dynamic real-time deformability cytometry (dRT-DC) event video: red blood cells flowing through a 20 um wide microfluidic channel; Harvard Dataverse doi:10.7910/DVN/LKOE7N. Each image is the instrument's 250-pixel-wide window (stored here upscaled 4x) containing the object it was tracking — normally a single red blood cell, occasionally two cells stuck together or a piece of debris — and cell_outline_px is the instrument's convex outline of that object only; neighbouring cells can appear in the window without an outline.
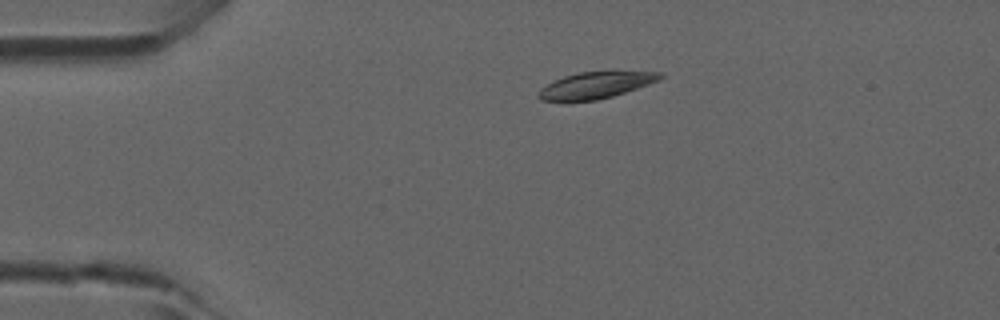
{"species": "common noctule bat (a hibernating species)", "species_latin": "Nyctalus noctula", "temperature_condition": "room temperature", "stored_images_in_passage": 4, "camera_frame_rate_fps": 3000, "um_per_image_px": 0.085, "animal": {"sex": "male", "forearm_length_mm": 52.5}, "frame": {"image": 1, "passage_image": 2, "time_ms": 0.333, "image_size_px": [1000, 320], "cell_outline_px": [[664, 76], [660, 80], [612, 96], [596, 100], [540, 100], [536, 96], [540, 88], [552, 80], [564, 76], [580, 72], [664, 72]], "centroid_in_image_um": [50.6, 7.24], "position_along_channel_um": 34.4, "area_um2": 18.44}}
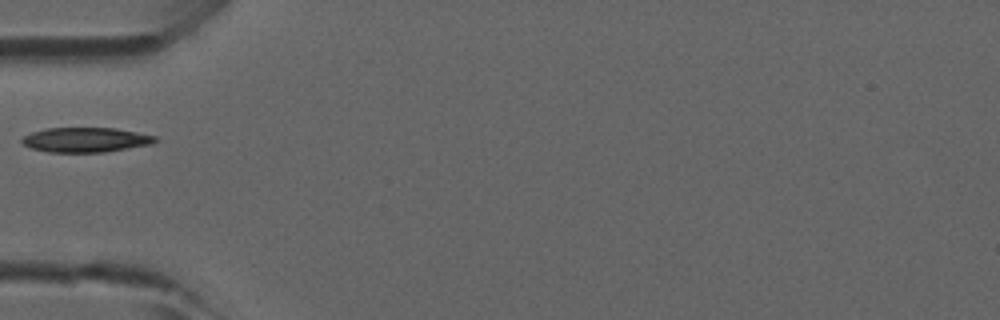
{"frame": {"image": 2, "passage_image": 4, "time_ms": 1.0, "image_size_px": [1000, 320], "cell_outline_px": [[160, 140], [152, 144], [104, 152], [48, 152], [32, 148], [24, 144], [20, 140], [24, 136], [32, 132], [44, 128], [116, 128], [156, 136]], "centroid_in_image_um": [7.3, 11.88], "position_along_channel_um": 77.7, "area_um2": 19.19}}